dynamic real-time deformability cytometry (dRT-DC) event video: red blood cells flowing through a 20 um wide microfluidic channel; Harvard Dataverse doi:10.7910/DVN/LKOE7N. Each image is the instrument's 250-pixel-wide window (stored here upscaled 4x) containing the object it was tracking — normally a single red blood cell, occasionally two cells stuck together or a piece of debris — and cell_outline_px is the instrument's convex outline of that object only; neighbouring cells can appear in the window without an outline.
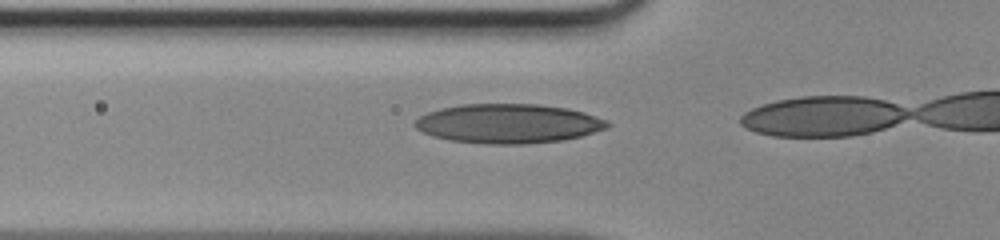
{"species": "human", "species_latin": "Homo sapiens", "temperature_condition": "room temperature", "stored_images_in_passage": 14, "camera_frame_rate_fps": 3000, "um_per_image_px": 0.085, "donor": {"sex": "male"}, "frame": {"image": 1, "passage_image": 12, "time_ms": 3.667, "image_size_px": [1000, 240], "cell_outline_px": [[612, 124], [608, 128], [580, 136], [564, 140], [524, 144], [488, 144], [452, 140], [432, 136], [416, 128], [412, 124], [420, 116], [428, 112], [440, 108], [460, 104], [536, 104], [564, 108], [584, 112], [608, 120]], "centroid_in_image_um": [43.22, 10.5], "position_along_channel_um": 82.6, "area_um2": 44.1}}